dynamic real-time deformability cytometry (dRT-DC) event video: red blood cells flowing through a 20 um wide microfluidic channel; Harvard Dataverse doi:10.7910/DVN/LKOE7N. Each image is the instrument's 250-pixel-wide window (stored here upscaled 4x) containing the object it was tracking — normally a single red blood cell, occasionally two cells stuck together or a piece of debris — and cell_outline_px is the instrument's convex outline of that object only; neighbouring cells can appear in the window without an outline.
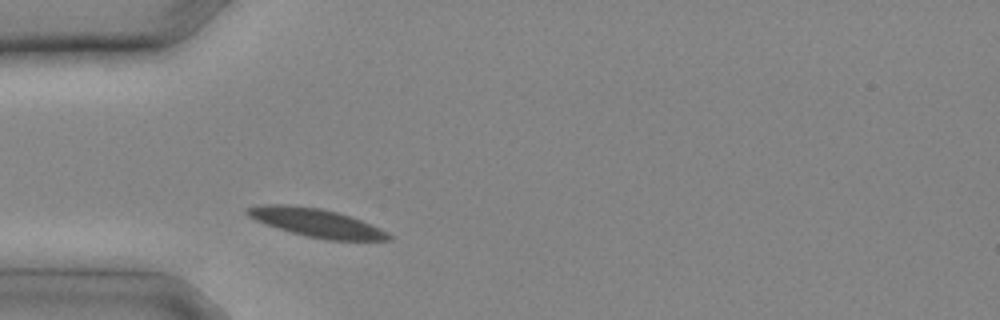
{"species": "common noctule bat (a hibernating species)", "species_latin": "Nyctalus noctula", "temperature_condition": "cold", "stored_images_in_passage": 8, "camera_frame_rate_fps": 3000, "um_per_image_px": 0.085, "animal": {"sex": "male", "body_mass_g": 20.4}, "frame": {"image": 1, "passage_image": 1, "time_ms": 0.0, "image_size_px": [1000, 320], "cell_outline_px": [[392, 240], [328, 240], [308, 236], [292, 232], [256, 220], [248, 216], [244, 212], [244, 208], [260, 204], [284, 204], [320, 208], [336, 212], [372, 224], [388, 232], [392, 236]], "centroid_in_image_um": [26.88, 18.92], "position_along_channel_um": 58.1, "area_um2": 23.12}}
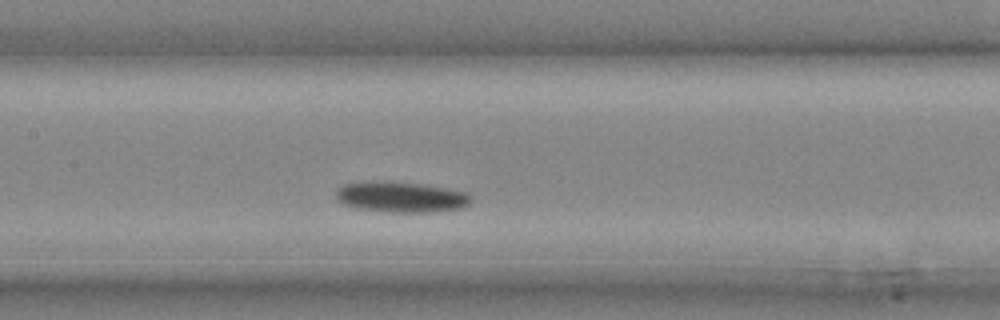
{"frame": {"image": 2, "passage_image": 6, "time_ms": 1.667, "image_size_px": [1000, 320], "cell_outline_px": [[472, 200], [468, 204], [460, 208], [432, 212], [384, 212], [356, 208], [344, 204], [336, 200], [336, 188], [344, 184], [372, 180], [384, 180], [420, 184], [448, 188], [468, 192], [472, 196]], "centroid_in_image_um": [34.06, 16.73], "position_along_channel_um": 173.3, "area_um2": 24.57}}
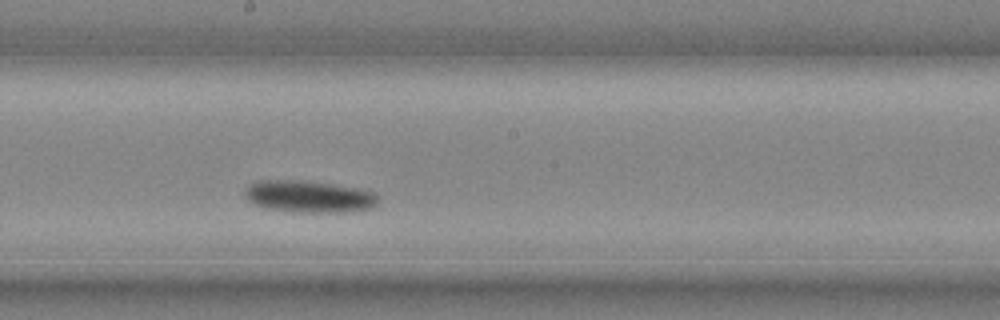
{"frame": {"image": 3, "passage_image": 8, "time_ms": 2.333, "image_size_px": [1000, 320], "cell_outline_px": [[380, 204], [372, 208], [344, 212], [300, 212], [264, 208], [248, 200], [244, 192], [256, 180], [300, 180], [332, 184], [356, 188], [372, 192], [380, 196]], "centroid_in_image_um": [26.32, 16.71], "position_along_channel_um": 221.9, "area_um2": 24.8}}